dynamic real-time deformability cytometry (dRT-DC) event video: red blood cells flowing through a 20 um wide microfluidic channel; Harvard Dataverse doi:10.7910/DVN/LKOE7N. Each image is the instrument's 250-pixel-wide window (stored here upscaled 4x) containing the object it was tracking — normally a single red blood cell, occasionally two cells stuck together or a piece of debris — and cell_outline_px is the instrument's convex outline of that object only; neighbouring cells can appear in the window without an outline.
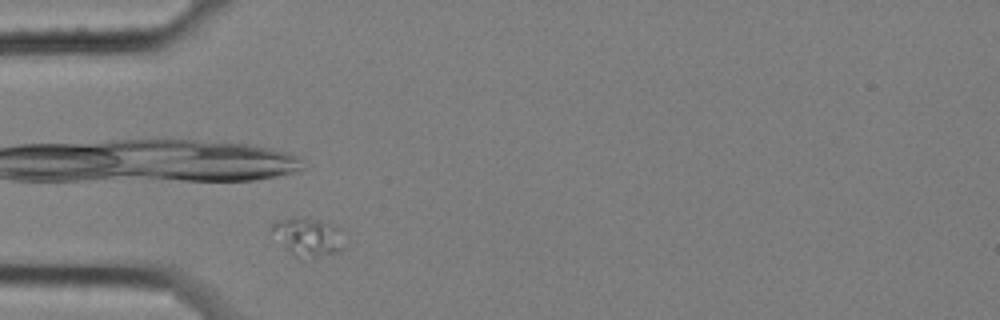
{"species": "common noctule bat (a hibernating species)", "species_latin": "Nyctalus noctula", "temperature_condition": "cold", "stored_images_in_passage": 4, "camera_frame_rate_fps": 3000, "um_per_image_px": 0.085, "animal": {"sex": "female", "body_mass_g": 25.1}, "frame": {"image": 1, "passage_image": 4, "time_ms": 1.0, "image_size_px": [1000, 320], "cell_outline_px": [[344, 248], [340, 252], [316, 256], [296, 256], [268, 232], [272, 224], [276, 220], [316, 220], [344, 228]], "centroid_in_image_um": [26.23, 20.14], "position_along_channel_um": 58.8, "area_um2": 15.72}}